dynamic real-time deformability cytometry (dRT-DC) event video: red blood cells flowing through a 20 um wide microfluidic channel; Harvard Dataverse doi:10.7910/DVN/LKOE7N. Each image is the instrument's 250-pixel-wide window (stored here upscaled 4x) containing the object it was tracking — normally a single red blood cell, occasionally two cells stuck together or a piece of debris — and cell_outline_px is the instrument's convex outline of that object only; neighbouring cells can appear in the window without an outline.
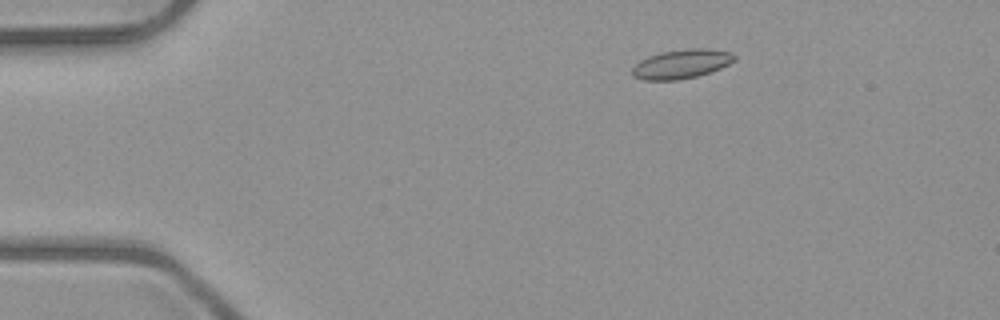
{"species": "common noctule bat (a hibernating species)", "species_latin": "Nyctalus noctula", "temperature_condition": "room temperature", "stored_images_in_passage": 4, "camera_frame_rate_fps": 3000, "um_per_image_px": 0.085, "animal": {"sex": "male", "body_mass_g": 23.1, "forearm_length_mm": 52.7}, "frame": {"image": 1, "passage_image": 1, "time_ms": 0.0, "image_size_px": [1000, 320], "cell_outline_px": [[736, 60], [720, 68], [696, 76], [676, 80], [644, 80], [632, 76], [632, 68], [640, 60], [648, 56], [664, 52], [688, 48], [708, 48], [732, 52], [736, 56]], "centroid_in_image_um": [57.93, 5.43], "position_along_channel_um": 27.1, "area_um2": 17.28}}